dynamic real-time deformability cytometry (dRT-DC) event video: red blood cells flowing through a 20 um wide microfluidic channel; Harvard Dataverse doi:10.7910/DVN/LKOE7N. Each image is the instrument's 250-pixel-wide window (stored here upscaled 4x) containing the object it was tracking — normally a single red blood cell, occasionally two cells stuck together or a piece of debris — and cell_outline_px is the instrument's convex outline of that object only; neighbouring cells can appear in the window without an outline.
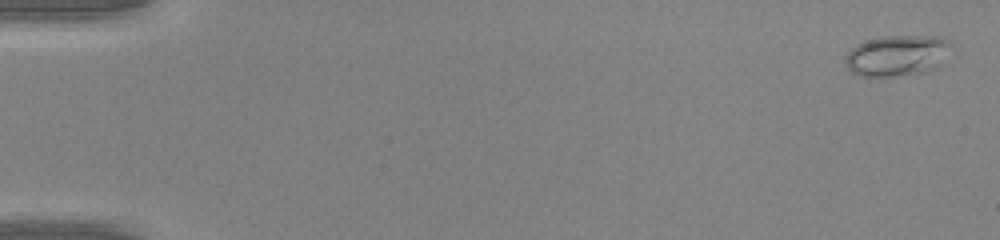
{"species": "common noctule bat (a hibernating species)", "species_latin": "Nyctalus noctula", "temperature_condition": "warm", "stored_images_in_passage": 47, "camera_frame_rate_fps": 3000, "um_per_image_px": 0.085, "animal": {"sex": "male", "body_mass_g": 20.0, "forearm_length_mm": 53.3}, "frame": {"image": 1, "passage_image": 2, "time_ms": 0.333, "image_size_px": [1000, 240], "cell_outline_px": [[952, 44], [944, 64], [936, 68], [924, 72], [892, 76], [860, 76], [852, 72], [848, 68], [844, 60], [844, 56], [856, 44], [864, 40], [880, 36], [944, 36]], "centroid_in_image_um": [76.28, 4.7], "position_along_channel_um": 8.7, "area_um2": 25.72}}
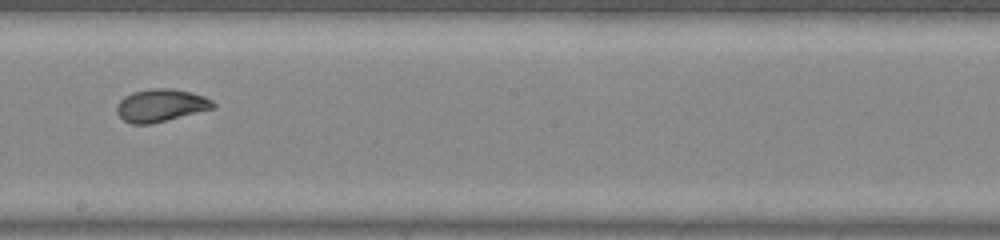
{"frame": {"image": 2, "passage_image": 28, "time_ms": 9.0, "image_size_px": [1000, 240], "cell_outline_px": [[216, 108], [152, 124], [132, 124], [124, 120], [116, 112], [116, 108], [120, 100], [124, 96], [132, 92], [152, 88], [172, 88], [192, 92], [204, 96], [212, 100], [216, 104]], "centroid_in_image_um": [13.7, 8.95], "position_along_channel_um": 234.5, "area_um2": 18.55}}
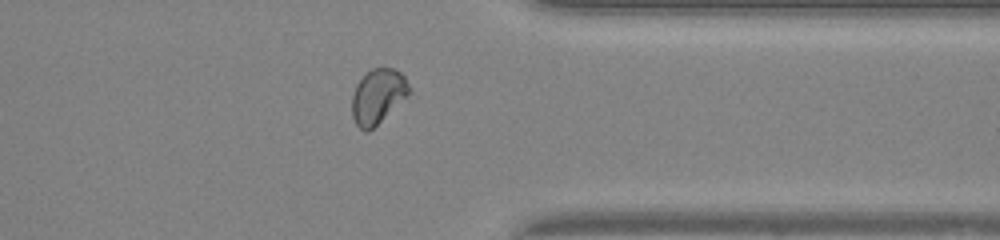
{"frame": {"image": 3, "passage_image": 38, "time_ms": 12.333, "image_size_px": [1000, 240], "cell_outline_px": [[412, 92], [408, 96], [368, 132], [364, 132], [356, 124], [352, 116], [352, 96], [356, 84], [372, 68], [396, 68], [404, 76]], "centroid_in_image_um": [32.13, 8.18], "position_along_channel_um": 379.3, "area_um2": 18.15}}